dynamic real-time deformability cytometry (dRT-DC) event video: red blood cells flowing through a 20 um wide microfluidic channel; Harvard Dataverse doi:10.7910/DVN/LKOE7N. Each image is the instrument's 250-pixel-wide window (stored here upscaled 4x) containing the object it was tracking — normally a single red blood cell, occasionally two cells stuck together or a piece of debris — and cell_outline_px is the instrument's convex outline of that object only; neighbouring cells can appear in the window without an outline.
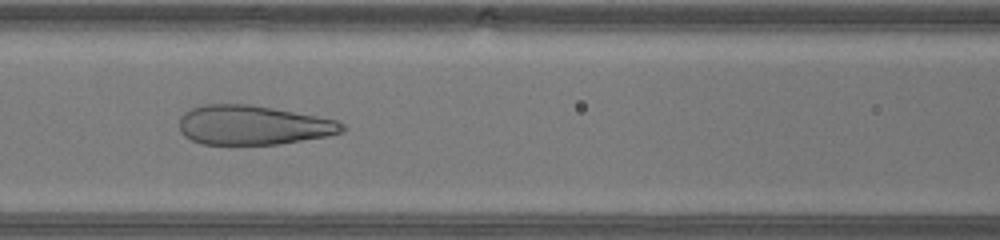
{"species": "human", "species_latin": "Homo sapiens", "temperature_condition": "warm", "stored_images_in_passage": 43, "camera_frame_rate_fps": 3000, "um_per_image_px": 0.085, "donor": {"sex": "male"}, "frame": {"image": 1, "passage_image": 18, "time_ms": 5.667, "image_size_px": [1000, 240], "cell_outline_px": [[348, 128], [344, 132], [324, 136], [280, 144], [204, 144], [192, 140], [184, 136], [180, 132], [180, 116], [184, 112], [192, 108], [204, 104], [248, 104], [272, 108], [316, 116], [336, 120], [344, 124]], "centroid_in_image_um": [21.5, 10.63], "position_along_channel_um": 145.1, "area_um2": 37.22}}
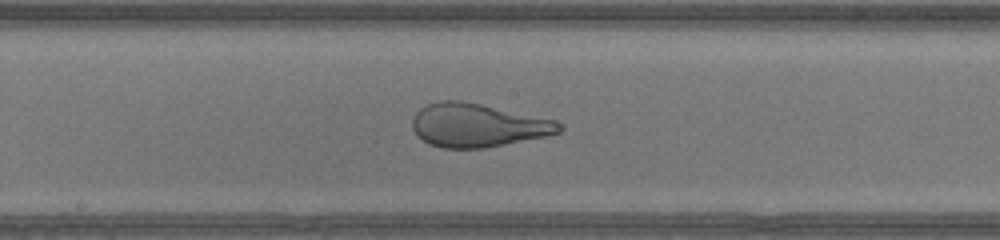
{"frame": {"image": 2, "passage_image": 22, "time_ms": 7.0, "image_size_px": [1000, 240], "cell_outline_px": [[564, 128], [560, 132], [544, 136], [484, 148], [440, 148], [428, 144], [416, 136], [412, 128], [412, 120], [416, 112], [420, 108], [428, 104], [440, 100], [460, 100], [480, 104], [556, 120], [564, 124]], "centroid_in_image_um": [40.57, 10.65], "position_along_channel_um": 207.6, "area_um2": 37.22}}
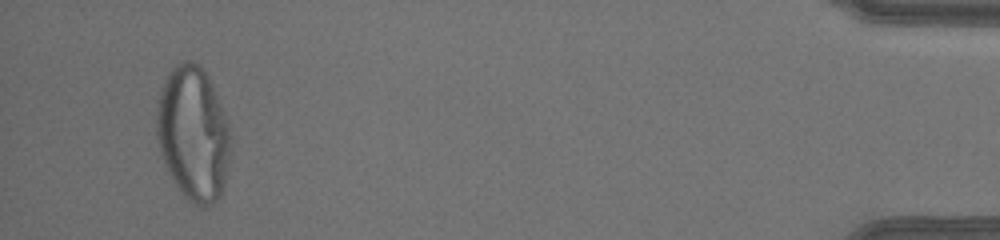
{"frame": {"image": 3, "passage_image": 41, "time_ms": 13.333, "image_size_px": [1000, 240], "cell_outline_px": [[232, 136], [224, 184], [220, 196], [212, 204], [204, 208], [200, 208], [192, 204], [180, 192], [168, 172], [160, 152], [156, 136], [156, 108], [160, 92], [168, 72], [176, 64], [184, 60], [192, 60], [200, 64], [208, 76], [224, 112]], "centroid_in_image_um": [16.41, 11.36], "position_along_channel_um": 418.8, "area_um2": 58.32}}